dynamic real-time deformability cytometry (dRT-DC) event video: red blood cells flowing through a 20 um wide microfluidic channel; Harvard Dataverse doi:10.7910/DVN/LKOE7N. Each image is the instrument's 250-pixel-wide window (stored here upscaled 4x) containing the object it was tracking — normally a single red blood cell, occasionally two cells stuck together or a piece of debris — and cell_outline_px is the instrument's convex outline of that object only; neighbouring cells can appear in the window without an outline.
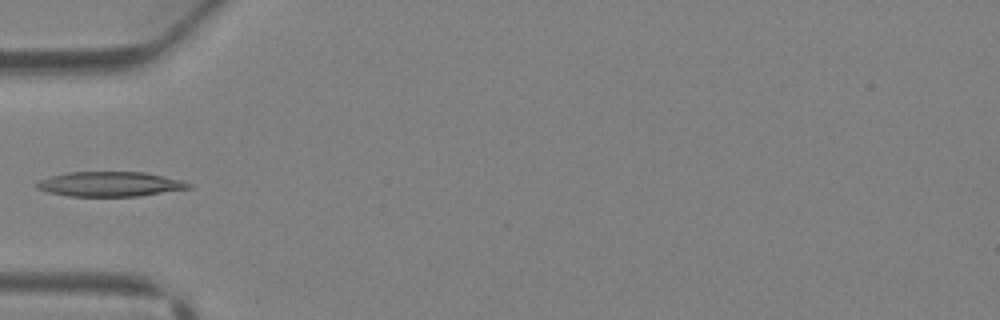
{"species": "Egyptian fruit bat (a non-hibernating species)", "species_latin": "Rousettus aegyptiacus", "temperature_condition": "warm", "stored_images_in_passage": 4, "camera_frame_rate_fps": 3000, "um_per_image_px": 0.085, "animal": {"sex": "female"}, "frame": {"image": 1, "passage_image": 3, "time_ms": 0.667, "image_size_px": [1000, 320], "cell_outline_px": [[192, 188], [140, 196], [68, 196], [48, 192], [36, 188], [36, 184], [40, 180], [52, 176], [68, 172], [144, 172], [180, 180], [192, 184]], "centroid_in_image_um": [9.36, 15.65], "position_along_channel_um": 75.6, "area_um2": 21.79}}